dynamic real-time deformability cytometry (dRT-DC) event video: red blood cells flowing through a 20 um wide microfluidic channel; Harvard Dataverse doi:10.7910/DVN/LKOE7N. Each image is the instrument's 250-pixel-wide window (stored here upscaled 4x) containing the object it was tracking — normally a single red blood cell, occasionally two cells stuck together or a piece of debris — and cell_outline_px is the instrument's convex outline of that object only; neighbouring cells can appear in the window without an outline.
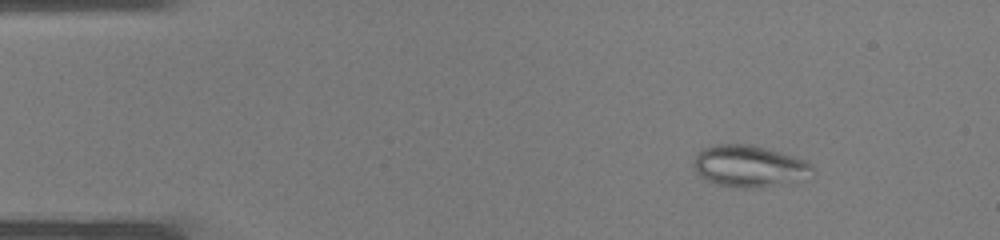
{"species": "common noctule bat (a hibernating species)", "species_latin": "Nyctalus noctula", "temperature_condition": "warm", "stored_images_in_passage": 34, "camera_frame_rate_fps": 3000, "um_per_image_px": 0.085, "animal": {"sex": "male", "body_mass_g": 19.0, "forearm_length_mm": 50.8}, "frame": {"image": 1, "passage_image": 2, "time_ms": 0.333, "image_size_px": [1000, 240], "cell_outline_px": [[816, 172], [752, 188], [744, 188], [720, 184], [708, 180], [696, 172], [692, 168], [692, 160], [700, 148], [716, 144], [752, 144], [768, 148], [804, 160], [812, 164], [816, 168]], "centroid_in_image_um": [63.55, 14.05], "position_along_channel_um": 21.5, "area_um2": 27.98}}
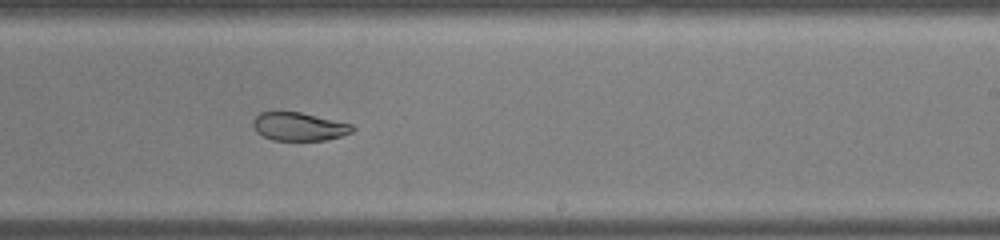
{"frame": {"image": 2, "passage_image": 20, "time_ms": 6.333, "image_size_px": [1000, 240], "cell_outline_px": [[356, 128], [352, 132], [340, 136], [324, 140], [272, 140], [256, 132], [252, 124], [252, 120], [260, 112], [300, 112], [352, 124]], "centroid_in_image_um": [25.4, 10.76], "position_along_channel_um": 263.6, "area_um2": 16.3}}
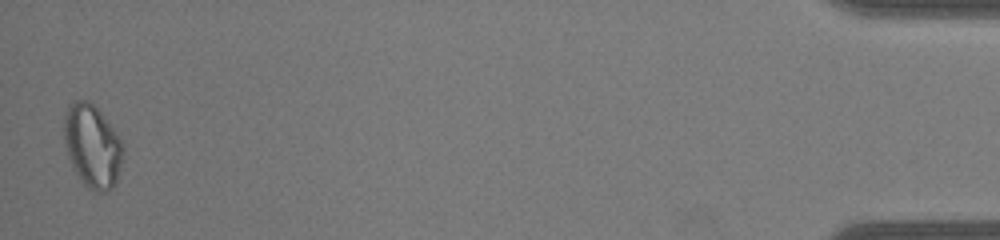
{"frame": {"image": 3, "passage_image": 34, "time_ms": 11.0, "image_size_px": [1000, 240], "cell_outline_px": [[124, 148], [116, 180], [112, 188], [108, 192], [96, 192], [88, 188], [80, 180], [72, 168], [68, 156], [64, 136], [64, 116], [68, 104], [76, 100], [88, 100], [100, 112], [112, 128], [120, 140]], "centroid_in_image_um": [7.82, 12.43], "position_along_channel_um": 427.4, "area_um2": 28.26}}